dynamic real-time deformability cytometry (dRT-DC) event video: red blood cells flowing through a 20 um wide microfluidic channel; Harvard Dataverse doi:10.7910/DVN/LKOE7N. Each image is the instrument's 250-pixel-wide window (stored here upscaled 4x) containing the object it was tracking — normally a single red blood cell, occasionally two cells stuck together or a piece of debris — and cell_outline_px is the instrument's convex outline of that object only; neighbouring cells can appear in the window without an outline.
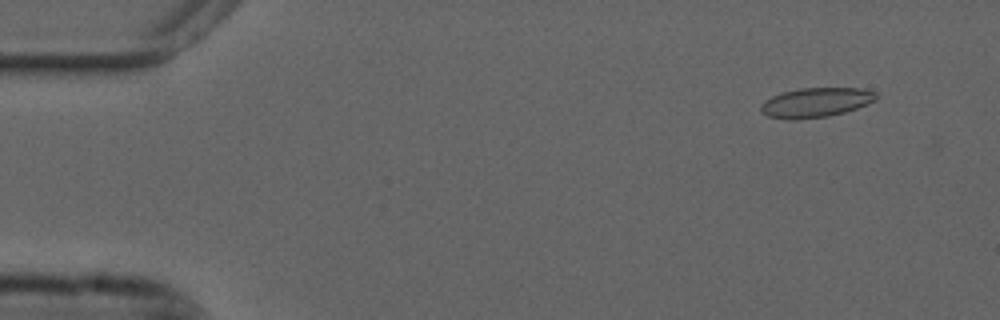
{"species": "common noctule bat (a hibernating species)", "species_latin": "Nyctalus noctula", "temperature_condition": "cold", "stored_images_in_passage": 8, "camera_frame_rate_fps": 3000, "um_per_image_px": 0.085, "animal": {"sex": "male", "forearm_length_mm": 52.5}, "frame": {"image": 1, "passage_image": 1, "time_ms": 0.0, "image_size_px": [1000, 320], "cell_outline_px": [[876, 100], [856, 108], [844, 112], [828, 116], [796, 120], [788, 120], [768, 116], [760, 112], [760, 104], [772, 96], [784, 92], [800, 88], [860, 88], [876, 92]], "centroid_in_image_um": [69.31, 8.72], "position_along_channel_um": 15.7, "area_um2": 19.83}}